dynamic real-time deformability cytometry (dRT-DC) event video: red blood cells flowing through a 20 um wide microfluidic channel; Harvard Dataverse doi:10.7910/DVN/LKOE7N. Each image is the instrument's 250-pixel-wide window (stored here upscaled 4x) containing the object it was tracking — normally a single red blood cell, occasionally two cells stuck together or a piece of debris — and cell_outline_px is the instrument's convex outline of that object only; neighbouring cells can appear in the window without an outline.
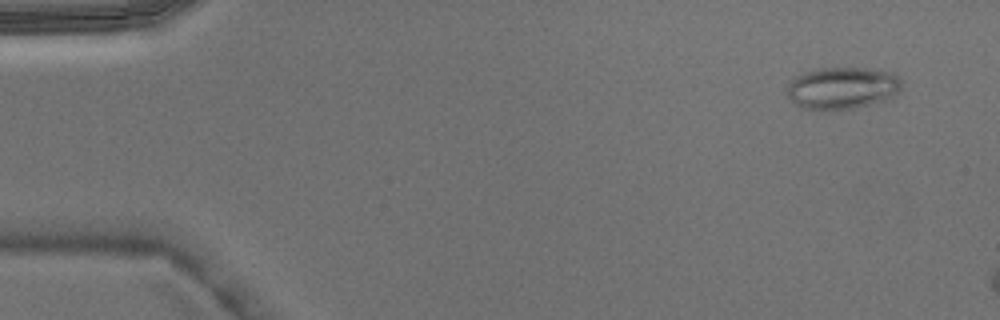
{"species": "Egyptian fruit bat (a non-hibernating species)", "species_latin": "Rousettus aegyptiacus", "temperature_condition": "warm", "stored_images_in_passage": 3, "camera_frame_rate_fps": 3000, "um_per_image_px": 0.085, "animal": {"sex": "male"}, "frame": {"image": 1, "passage_image": 1, "time_ms": 0.0, "image_size_px": [1000, 320], "cell_outline_px": [[904, 80], [900, 88], [892, 100], [856, 108], [804, 108], [796, 104], [788, 96], [788, 80], [804, 72], [816, 68], [872, 68], [892, 72]], "centroid_in_image_um": [71.67, 7.45], "position_along_channel_um": 13.3, "area_um2": 28.32}}